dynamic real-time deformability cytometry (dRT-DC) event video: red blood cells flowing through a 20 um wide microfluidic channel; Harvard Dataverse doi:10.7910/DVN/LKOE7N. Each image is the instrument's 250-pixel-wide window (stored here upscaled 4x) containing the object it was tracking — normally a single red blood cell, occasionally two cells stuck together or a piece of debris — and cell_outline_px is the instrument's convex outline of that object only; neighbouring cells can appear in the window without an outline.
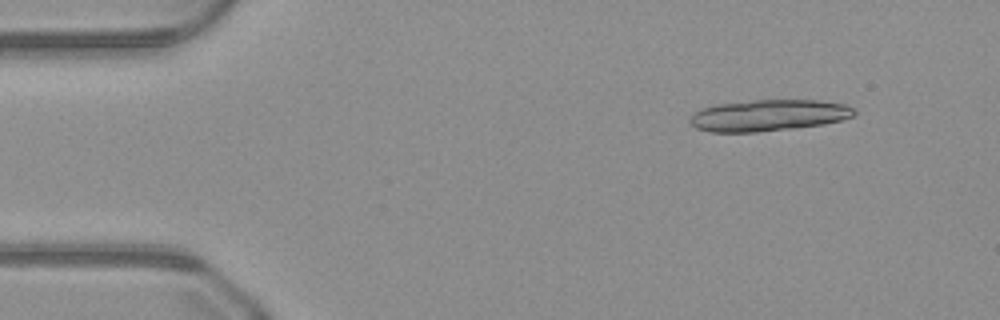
{"species": "common noctule bat (a hibernating species)", "species_latin": "Nyctalus noctula", "temperature_condition": "warm", "stored_images_in_passage": 16, "camera_frame_rate_fps": 3000, "um_per_image_px": 0.085, "animal": {"sex": "male", "body_mass_g": 23.1, "forearm_length_mm": 52.7}, "frame": {"image": 1, "passage_image": 5, "time_ms": 1.333, "image_size_px": [1000, 320], "cell_outline_px": [[856, 112], [852, 116], [840, 120], [824, 124], [796, 128], [756, 132], [712, 132], [696, 128], [688, 124], [688, 120], [696, 112], [704, 108], [716, 104], [752, 100], [820, 100], [848, 104], [856, 108]], "centroid_in_image_um": [65.35, 9.8], "position_along_channel_um": 19.6, "area_um2": 30.29}}